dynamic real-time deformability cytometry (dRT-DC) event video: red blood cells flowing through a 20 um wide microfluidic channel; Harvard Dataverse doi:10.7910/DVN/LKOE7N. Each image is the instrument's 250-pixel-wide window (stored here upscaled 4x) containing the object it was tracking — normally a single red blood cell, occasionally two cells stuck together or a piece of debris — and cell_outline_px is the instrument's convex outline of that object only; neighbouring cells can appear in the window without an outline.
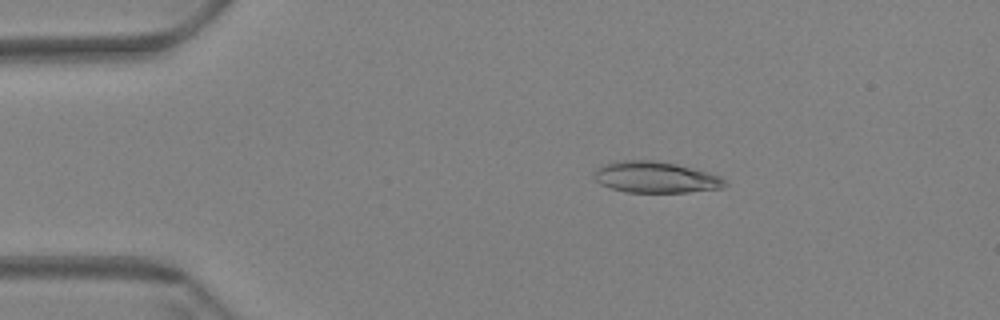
{"species": "Egyptian fruit bat (a non-hibernating species)", "species_latin": "Rousettus aegyptiacus", "temperature_condition": "warm", "stored_images_in_passage": 49, "camera_frame_rate_fps": 3000, "um_per_image_px": 0.085, "animal": {"sex": "female"}, "frame": {"image": 1, "passage_image": 1, "time_ms": 0.0, "image_size_px": [1000, 320], "cell_outline_px": [[728, 184], [720, 188], [688, 192], [628, 192], [612, 188], [600, 184], [592, 176], [596, 168], [604, 164], [620, 160], [652, 160], [676, 164], [720, 176]], "centroid_in_image_um": [55.67, 15.06], "position_along_channel_um": 29.3, "area_um2": 23.58}}
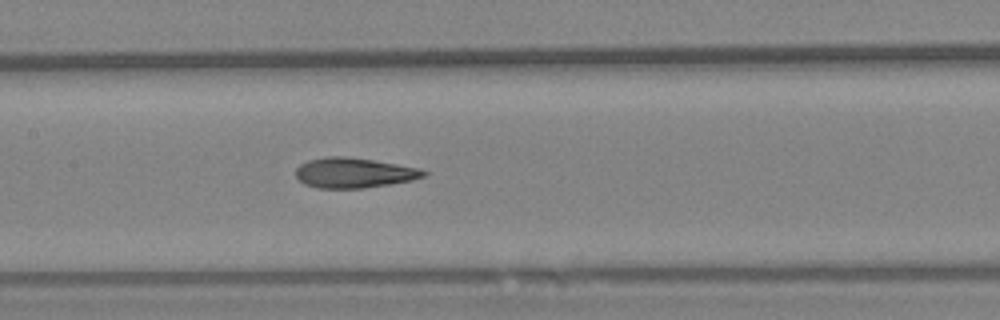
{"frame": {"image": 2, "passage_image": 19, "time_ms": 6.0, "image_size_px": [1000, 320], "cell_outline_px": [[428, 172], [424, 176], [412, 180], [364, 188], [316, 188], [304, 184], [296, 176], [296, 168], [300, 164], [308, 160], [324, 156], [344, 156], [372, 160], [420, 168]], "centroid_in_image_um": [30.05, 14.68], "position_along_channel_um": 177.4, "area_um2": 22.37}}
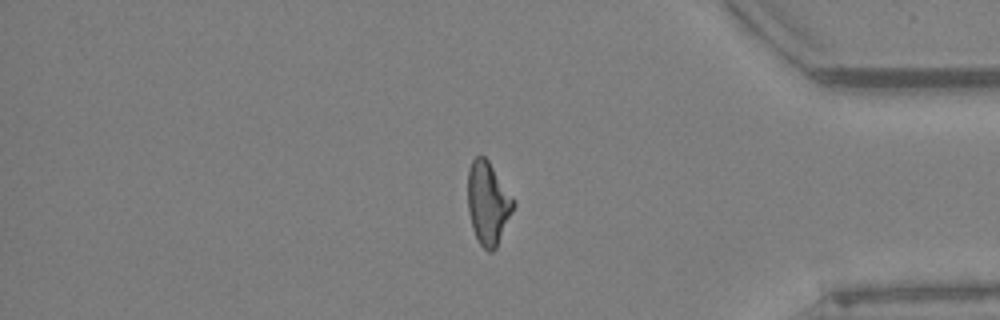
{"frame": {"image": 3, "passage_image": 40, "time_ms": 13.0, "image_size_px": [1000, 320], "cell_outline_px": [[516, 204], [496, 248], [492, 252], [488, 252], [480, 244], [472, 228], [468, 212], [468, 168], [472, 160], [476, 156], [484, 156], [488, 160], [512, 196]], "centroid_in_image_um": [41.47, 17.27], "position_along_channel_um": 393.7, "area_um2": 21.96}, "authors_computed_cell_mechanics": {"area_um2": 22.1374, "velocity_mm_per_s": 3.4484, "shape_relaxation_time_tau1_ms": null, "shape_relaxation_time_tau2_ms": 2.6294, "deformation_change_tau1": null, "deformation_change_tau2": 0.1071}}